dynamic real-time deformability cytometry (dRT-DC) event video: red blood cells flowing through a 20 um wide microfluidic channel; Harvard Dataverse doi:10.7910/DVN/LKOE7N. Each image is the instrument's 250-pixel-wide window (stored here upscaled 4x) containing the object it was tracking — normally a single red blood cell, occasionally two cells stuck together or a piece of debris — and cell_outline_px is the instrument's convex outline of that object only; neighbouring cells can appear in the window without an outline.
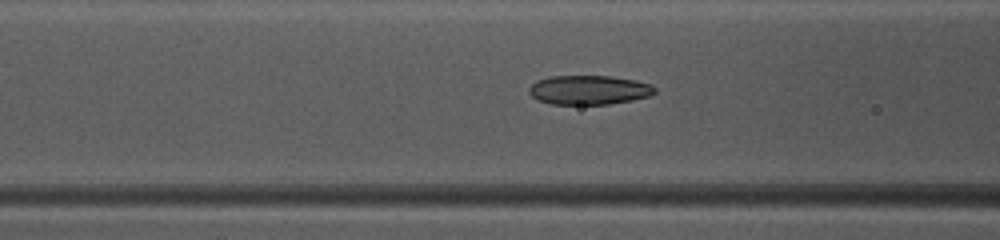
{"species": "common noctule bat (a hibernating species)", "species_latin": "Nyctalus noctula", "temperature_condition": "warm", "stored_images_in_passage": 49, "camera_frame_rate_fps": 3000, "um_per_image_px": 0.085, "animal": {"sex": "female", "body_mass_g": 10.0, "forearm_length_mm": 53.1}, "frame": {"image": 1, "passage_image": 20, "time_ms": 6.333, "image_size_px": [1000, 240], "cell_outline_px": [[656, 92], [652, 96], [632, 100], [608, 104], [552, 104], [540, 100], [532, 96], [528, 92], [528, 88], [536, 80], [548, 76], [612, 76], [636, 80], [652, 84], [656, 88]], "centroid_in_image_um": [50.09, 7.64], "position_along_channel_um": 116.5, "area_um2": 21.62}}
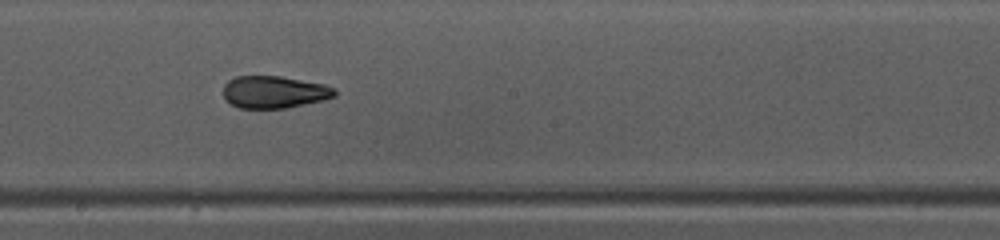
{"frame": {"image": 2, "passage_image": 28, "time_ms": 9.0, "image_size_px": [1000, 240], "cell_outline_px": [[336, 96], [324, 100], [288, 108], [240, 108], [224, 100], [224, 84], [228, 80], [236, 76], [280, 76], [324, 84], [336, 88]], "centroid_in_image_um": [23.32, 7.82], "position_along_channel_um": 224.9, "area_um2": 21.1}}
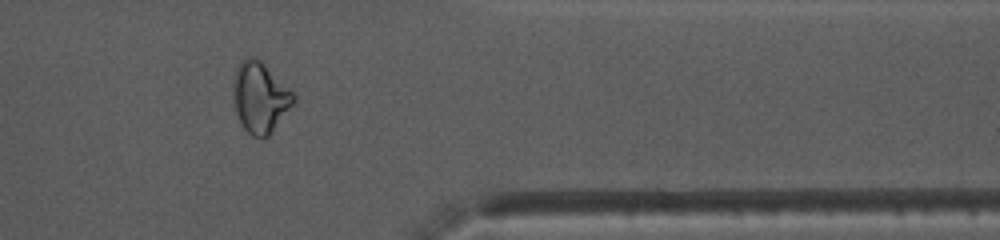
{"frame": {"image": 3, "passage_image": 41, "time_ms": 13.333, "image_size_px": [1000, 240], "cell_outline_px": [[296, 100], [268, 136], [252, 136], [244, 128], [236, 112], [236, 68], [240, 60], [244, 56], [252, 56], [260, 60], [296, 96]], "centroid_in_image_um": [22.13, 8.26], "position_along_channel_um": 389.3, "area_um2": 23.76}, "authors_computed_cell_mechanics": {"area_um2": 22.1952, "velocity_mm_per_s": 4.05, "shape_relaxation_time_tau1_ms": null, "shape_relaxation_time_tau2_ms": 1.7415, "deformation_change_tau1": null, "deformation_change_tau2": 0.0801}}